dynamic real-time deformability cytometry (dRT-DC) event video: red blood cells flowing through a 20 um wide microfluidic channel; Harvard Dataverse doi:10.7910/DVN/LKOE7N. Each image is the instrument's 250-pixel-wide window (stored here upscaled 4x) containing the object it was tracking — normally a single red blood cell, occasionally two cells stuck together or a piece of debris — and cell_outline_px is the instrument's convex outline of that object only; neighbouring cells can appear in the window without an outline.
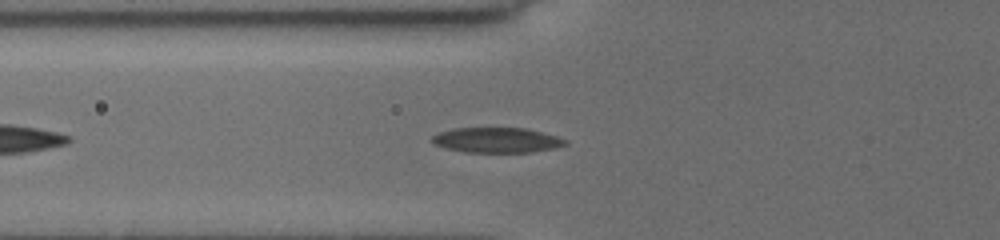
{"species": "common noctule bat (a hibernating species)", "species_latin": "Nyctalus noctula", "temperature_condition": "cold", "stored_images_in_passage": 40, "camera_frame_rate_fps": 3000, "um_per_image_px": 0.085, "animal": {"sex": "female", "body_mass_g": 19.5, "forearm_length_mm": 54.1}, "frame": {"image": 1, "passage_image": 7, "time_ms": 2.0, "image_size_px": [1000, 240], "cell_outline_px": [[568, 144], [556, 148], [532, 152], [464, 152], [444, 148], [436, 144], [432, 140], [432, 136], [440, 132], [452, 128], [524, 128], [556, 136], [568, 140]], "centroid_in_image_um": [42.24, 11.91], "position_along_channel_um": 83.6, "area_um2": 19.48}}
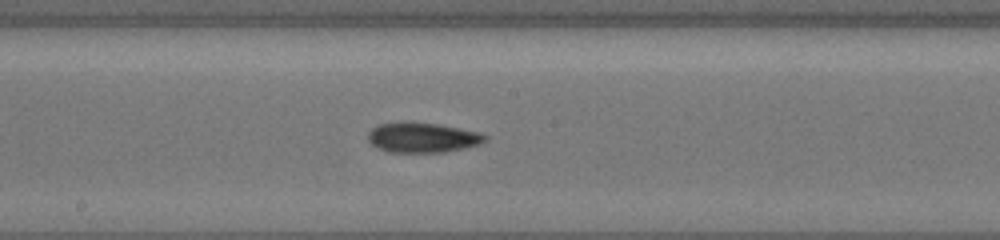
{"frame": {"image": 2, "passage_image": 17, "time_ms": 5.333, "image_size_px": [1000, 240], "cell_outline_px": [[488, 140], [480, 144], [464, 148], [444, 152], [388, 152], [376, 148], [368, 140], [368, 132], [372, 128], [380, 124], [404, 120], [412, 120], [436, 124], [480, 132], [488, 136]], "centroid_in_image_um": [35.89, 11.67], "position_along_channel_um": 212.3, "area_um2": 20.87}}
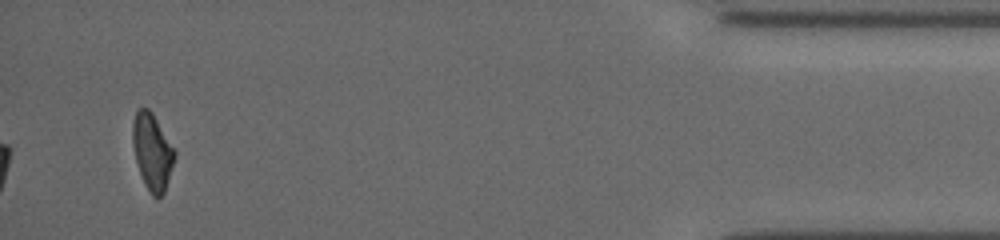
{"frame": {"image": 3, "passage_image": 38, "time_ms": 12.333, "image_size_px": [1000, 240], "cell_outline_px": [[176, 156], [164, 192], [156, 200], [152, 196], [144, 184], [136, 160], [132, 144], [132, 124], [136, 108], [148, 108], [152, 112], [176, 152]], "centroid_in_image_um": [12.93, 12.89], "position_along_channel_um": 422.3, "area_um2": 18.67}, "authors_computed_cell_mechanics": {"area_um2": 19.5942, "velocity_mm_per_s": 3.8538, "shape_relaxation_time_tau1_ms": 9.5847, "shape_relaxation_time_tau2_ms": null, "deformation_change_tau1": 0.1849, "deformation_change_tau2": null}}